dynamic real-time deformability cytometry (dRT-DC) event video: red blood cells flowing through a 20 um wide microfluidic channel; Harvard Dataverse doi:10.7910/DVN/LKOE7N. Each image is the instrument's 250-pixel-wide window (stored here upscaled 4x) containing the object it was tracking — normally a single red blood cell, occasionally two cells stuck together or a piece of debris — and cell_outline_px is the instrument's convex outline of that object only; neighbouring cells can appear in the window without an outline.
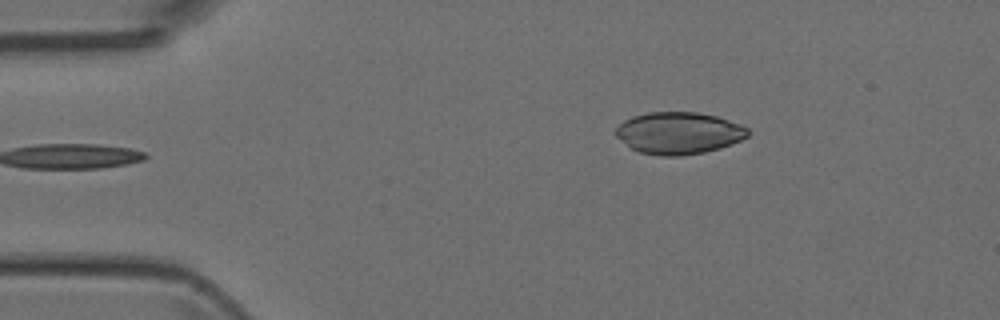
{"species": "Egyptian fruit bat (a non-hibernating species)", "species_latin": "Rousettus aegyptiacus", "temperature_condition": "room temperature", "stored_images_in_passage": 3, "camera_frame_rate_fps": 3000, "um_per_image_px": 0.085, "animal": {"sex": "female"}, "frame": {"image": 1, "passage_image": 3, "time_ms": 2.333, "image_size_px": [1000, 320], "cell_outline_px": [[748, 136], [732, 144], [720, 148], [704, 152], [680, 156], [660, 156], [640, 152], [632, 148], [616, 136], [616, 128], [624, 120], [632, 116], [648, 112], [696, 112], [716, 116], [740, 124], [748, 128]], "centroid_in_image_um": [57.7, 11.31], "position_along_channel_um": 27.3, "area_um2": 32.19}}